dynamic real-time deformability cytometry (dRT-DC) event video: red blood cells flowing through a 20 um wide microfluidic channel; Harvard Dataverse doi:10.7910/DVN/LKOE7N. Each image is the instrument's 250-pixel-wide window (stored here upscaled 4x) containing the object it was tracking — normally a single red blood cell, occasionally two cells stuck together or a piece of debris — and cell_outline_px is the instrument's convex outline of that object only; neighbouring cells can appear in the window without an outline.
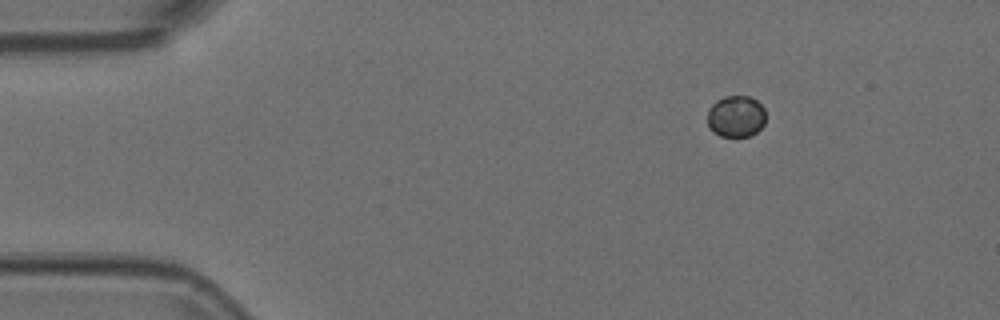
{"species": "Egyptian fruit bat (a non-hibernating species)", "species_latin": "Rousettus aegyptiacus", "temperature_condition": "room temperature", "stored_images_in_passage": 48, "camera_frame_rate_fps": 3000, "um_per_image_px": 0.085, "animal": {"sex": "female"}, "frame": {"image": 1, "passage_image": 1, "time_ms": 0.0, "image_size_px": [1000, 320], "cell_outline_px": [[764, 124], [756, 132], [748, 136], [720, 136], [712, 132], [708, 128], [708, 108], [716, 100], [724, 96], [748, 96], [756, 100], [764, 108]], "centroid_in_image_um": [62.52, 9.89], "position_along_channel_um": 22.5, "area_um2": 14.16}}
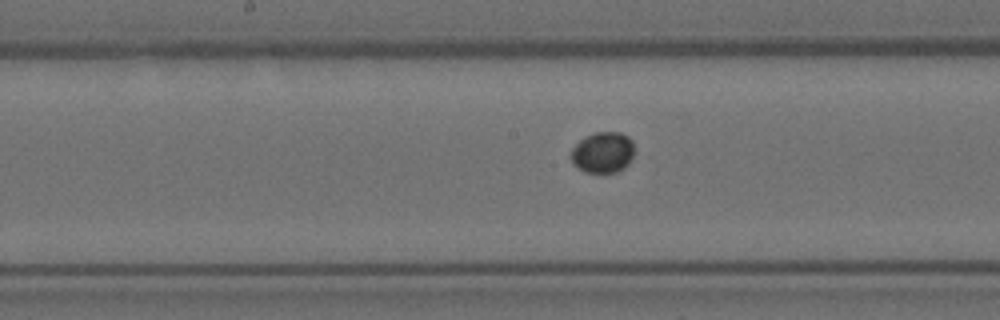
{"frame": {"image": 2, "passage_image": 21, "time_ms": 6.667, "image_size_px": [1000, 320], "cell_outline_px": [[632, 156], [628, 164], [624, 168], [616, 172], [584, 172], [572, 164], [572, 148], [584, 136], [596, 132], [620, 132], [628, 136], [632, 140]], "centroid_in_image_um": [51.22, 12.95], "position_along_channel_um": 197.0, "area_um2": 15.03}}
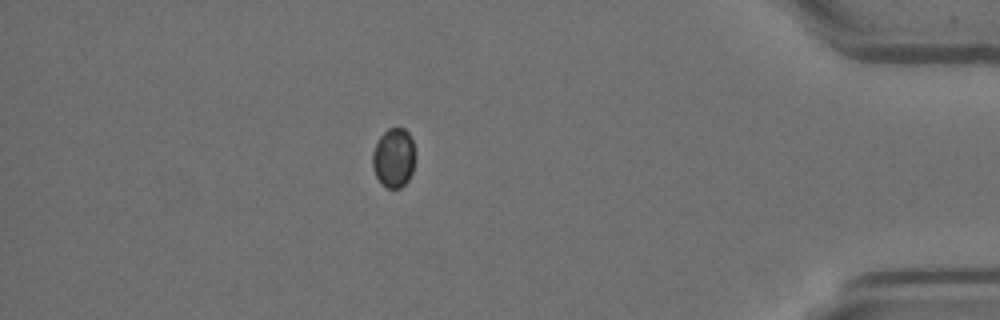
{"frame": {"image": 3, "passage_image": 41, "time_ms": 13.333, "image_size_px": [1000, 320], "cell_outline_px": [[416, 156], [412, 172], [408, 180], [400, 188], [388, 188], [376, 176], [372, 168], [372, 152], [380, 136], [388, 128], [404, 128], [408, 132], [412, 140]], "centroid_in_image_um": [33.48, 13.4], "position_along_channel_um": 401.7, "area_um2": 14.8}}